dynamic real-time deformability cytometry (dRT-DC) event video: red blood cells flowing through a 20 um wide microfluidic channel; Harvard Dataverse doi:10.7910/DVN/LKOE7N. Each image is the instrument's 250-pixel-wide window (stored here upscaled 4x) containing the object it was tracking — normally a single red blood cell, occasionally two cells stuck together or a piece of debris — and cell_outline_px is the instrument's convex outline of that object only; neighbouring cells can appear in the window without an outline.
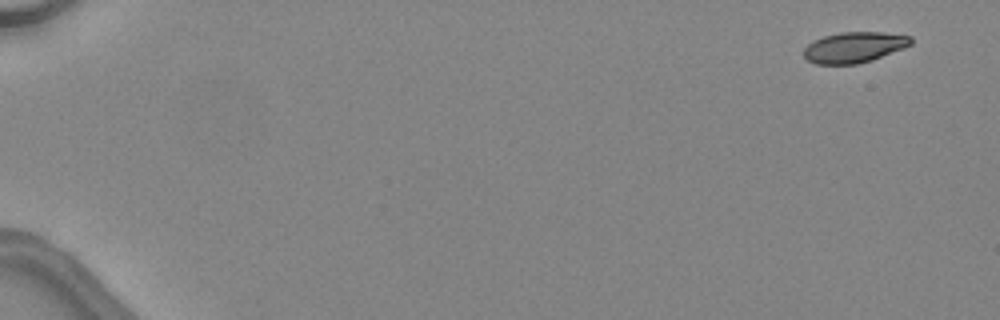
{"species": "common noctule bat (a hibernating species)", "species_latin": "Nyctalus noctula", "temperature_condition": "warm", "stored_images_in_passage": 47, "camera_frame_rate_fps": 3000, "um_per_image_px": 0.085, "animal": {"sex": "female", "body_mass_g": 24.6, "forearm_length_mm": 56.2}, "frame": {"image": 1, "passage_image": 1, "time_ms": 0.0, "image_size_px": [1000, 320], "cell_outline_px": [[912, 44], [904, 48], [872, 60], [856, 64], [816, 64], [808, 60], [804, 56], [804, 48], [808, 44], [824, 36], [840, 32], [880, 32], [912, 36]], "centroid_in_image_um": [72.62, 4.02], "position_along_channel_um": 12.4, "area_um2": 19.07}}
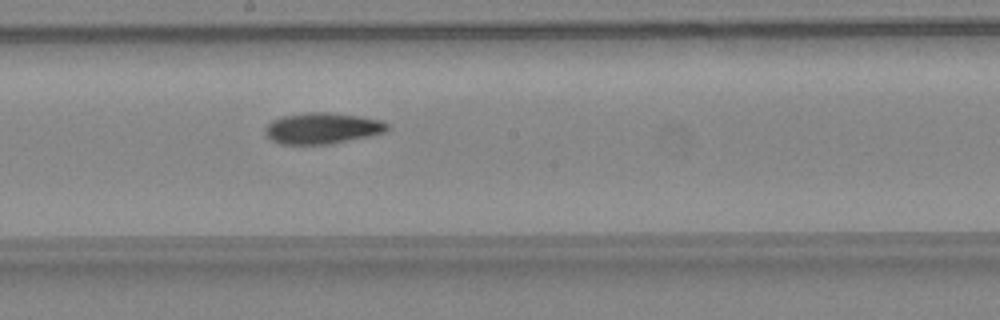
{"frame": {"image": 2, "passage_image": 27, "time_ms": 8.667, "image_size_px": [1000, 320], "cell_outline_px": [[388, 128], [384, 132], [368, 136], [332, 144], [280, 144], [272, 140], [268, 136], [264, 128], [272, 120], [280, 116], [304, 112], [328, 112], [360, 116], [380, 120], [388, 124]], "centroid_in_image_um": [27.37, 10.89], "position_along_channel_um": 220.8, "area_um2": 22.14}}
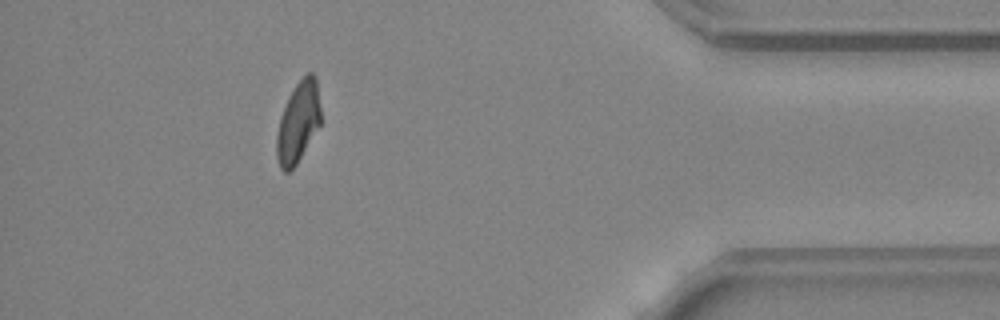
{"frame": {"image": 3, "passage_image": 42, "time_ms": 13.667, "image_size_px": [1000, 320], "cell_outline_px": [[320, 124], [296, 164], [288, 172], [284, 172], [280, 168], [276, 156], [276, 136], [280, 116], [288, 96], [296, 84], [308, 72], [312, 72], [316, 76], [320, 108]], "centroid_in_image_um": [25.32, 10.37], "position_along_channel_um": 409.9, "area_um2": 20.63}, "authors_computed_cell_mechanics": {"area_um2": 21.2126, "velocity_mm_per_s": 4.5474, "shape_relaxation_time_tau1_ms": 9.6131, "shape_relaxation_time_tau2_ms": 4.206, "deformation_change_tau1": 0.2404, "deformation_change_tau2": 0.1174}}